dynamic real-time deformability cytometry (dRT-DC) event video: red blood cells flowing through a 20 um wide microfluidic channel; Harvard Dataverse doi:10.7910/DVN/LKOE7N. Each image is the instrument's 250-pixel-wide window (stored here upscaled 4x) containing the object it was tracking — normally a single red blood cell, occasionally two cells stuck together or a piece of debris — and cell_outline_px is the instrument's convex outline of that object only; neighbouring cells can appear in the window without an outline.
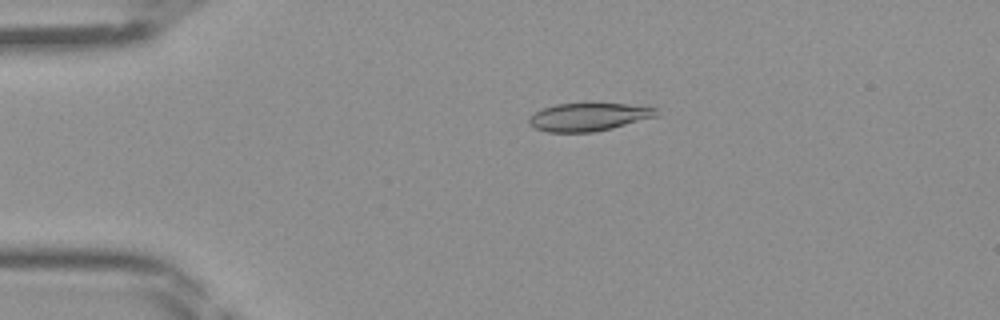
{"species": "Egyptian fruit bat (a non-hibernating species)", "species_latin": "Rousettus aegyptiacus", "temperature_condition": "room temperature", "stored_images_in_passage": 42, "camera_frame_rate_fps": 3000, "um_per_image_px": 0.085, "frame": {"image": 1, "passage_image": 6, "time_ms": 1.667, "image_size_px": [1000, 320], "cell_outline_px": [[660, 108], [656, 116], [612, 128], [592, 132], [548, 132], [536, 128], [528, 124], [528, 116], [544, 108], [556, 104], [628, 104]], "centroid_in_image_um": [50.02, 9.94], "position_along_channel_um": 35.0, "area_um2": 20.58}}
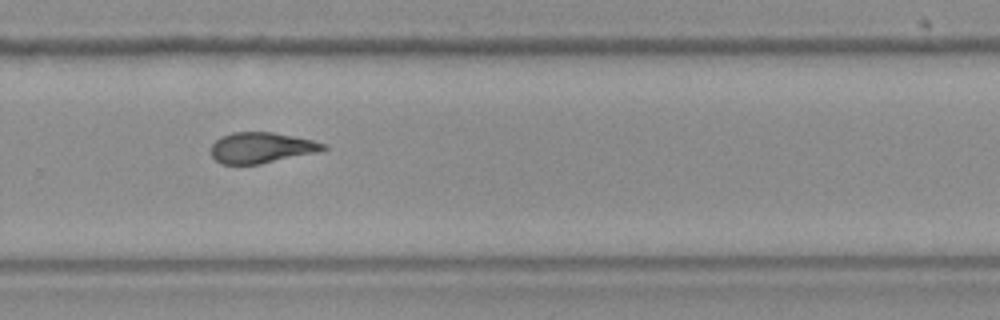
{"frame": {"image": 2, "passage_image": 27, "time_ms": 8.667, "image_size_px": [1000, 320], "cell_outline_px": [[328, 148], [320, 152], [260, 164], [220, 164], [212, 156], [212, 144], [220, 136], [232, 132], [272, 132], [312, 140], [328, 144]], "centroid_in_image_um": [22.25, 12.56], "position_along_channel_um": 307.6, "area_um2": 20.23}}
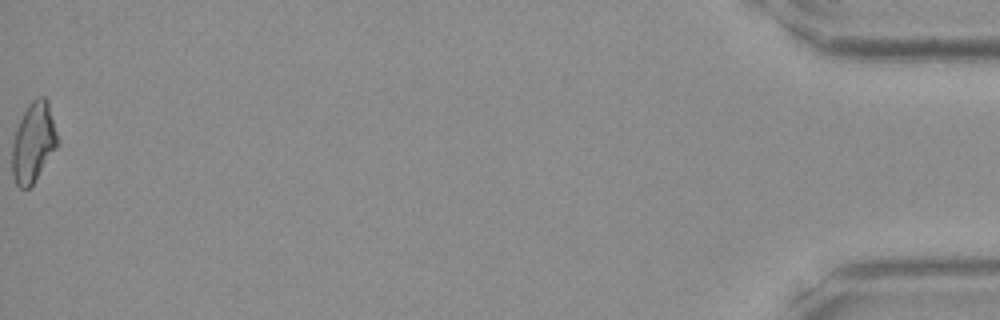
{"frame": {"image": 3, "passage_image": 42, "time_ms": 13.667, "image_size_px": [1000, 320], "cell_outline_px": [[56, 148], [32, 184], [28, 188], [20, 188], [16, 184], [12, 176], [12, 144], [16, 128], [28, 104], [36, 96], [44, 96], [48, 100], [56, 132]], "centroid_in_image_um": [2.81, 12.08], "position_along_channel_um": 432.4, "area_um2": 20.75}}